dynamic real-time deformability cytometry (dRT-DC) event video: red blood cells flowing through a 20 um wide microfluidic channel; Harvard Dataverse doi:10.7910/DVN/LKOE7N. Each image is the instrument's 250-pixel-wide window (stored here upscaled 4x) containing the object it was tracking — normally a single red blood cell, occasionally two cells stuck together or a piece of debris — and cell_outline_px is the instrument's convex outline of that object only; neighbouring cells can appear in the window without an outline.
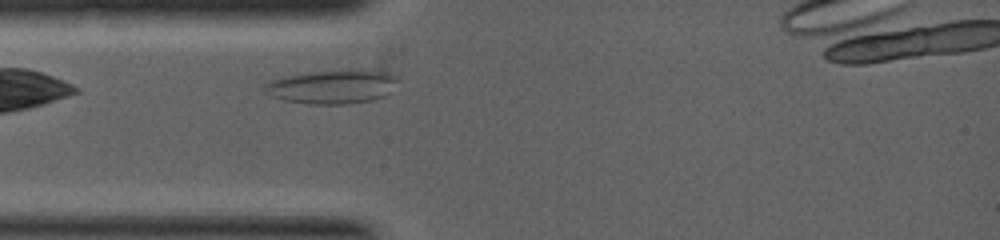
{"species": "common noctule bat (a hibernating species)", "species_latin": "Nyctalus noctula", "temperature_condition": "warm", "stored_images_in_passage": 1, "camera_frame_rate_fps": 5000, "um_per_image_px": 0.085, "animal": {"sex": "female", "body_mass_g": 19.0, "forearm_length_mm": 53.3}, "frame": {"image": 1, "passage_image": 1, "time_ms": 0.0, "image_size_px": [1000, 240], "cell_outline_px": [[396, 80], [388, 92], [384, 96], [372, 100], [344, 104], [312, 104], [284, 100], [272, 96], [264, 92], [260, 88], [264, 84], [280, 76], [308, 72], [388, 72], [396, 76]], "centroid_in_image_um": [28.1, 7.4], "position_along_channel_um": 56.9, "area_um2": 25.43}}